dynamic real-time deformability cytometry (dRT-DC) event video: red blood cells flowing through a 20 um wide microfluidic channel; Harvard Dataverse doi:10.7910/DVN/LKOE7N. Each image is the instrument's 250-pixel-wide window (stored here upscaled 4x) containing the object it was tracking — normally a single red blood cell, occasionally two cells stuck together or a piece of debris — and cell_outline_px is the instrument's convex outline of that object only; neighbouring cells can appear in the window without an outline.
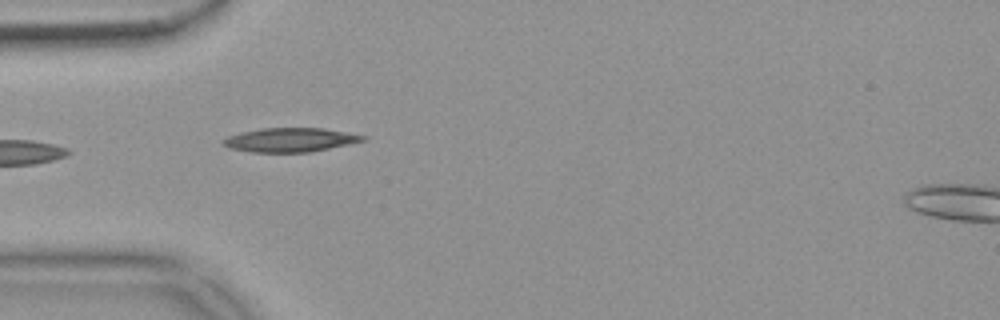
{"species": "common noctule bat (a hibernating species)", "species_latin": "Nyctalus noctula", "temperature_condition": "warm", "stored_images_in_passage": 9, "camera_frame_rate_fps": 3000, "um_per_image_px": 0.085, "animal": {"sex": "female", "body_mass_g": 18.4}, "frame": {"image": 1, "passage_image": 1, "time_ms": 0.0, "image_size_px": [1000, 320], "cell_outline_px": [[368, 140], [312, 152], [252, 152], [228, 148], [220, 144], [220, 140], [228, 136], [240, 132], [260, 128], [324, 128], [348, 132], [368, 136]], "centroid_in_image_um": [24.66, 11.89], "position_along_channel_um": 60.3, "area_um2": 19.94}}